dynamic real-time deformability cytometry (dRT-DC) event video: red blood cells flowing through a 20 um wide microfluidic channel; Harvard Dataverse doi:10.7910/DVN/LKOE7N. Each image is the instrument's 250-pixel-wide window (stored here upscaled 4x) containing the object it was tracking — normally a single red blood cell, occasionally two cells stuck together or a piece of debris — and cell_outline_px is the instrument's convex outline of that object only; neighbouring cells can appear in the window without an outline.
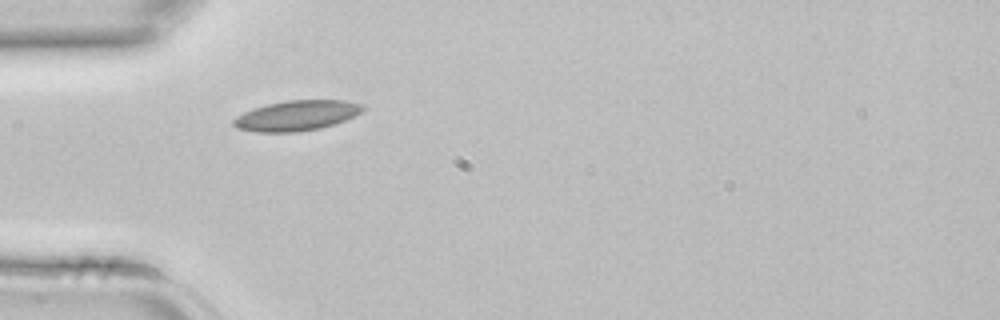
{"species": "common noctule bat (a hibernating species)", "species_latin": "Nyctalus noctula", "temperature_condition": "room temperature", "stored_images_in_passage": 5, "camera_frame_rate_fps": 3000, "um_per_image_px": 0.085, "animal": {"sex": "female", "body_mass_g": 22.7, "forearm_length_mm": 54.2}, "frame": {"image": 1, "passage_image": 4, "time_ms": 1.0, "image_size_px": [1000, 320], "cell_outline_px": [[364, 112], [344, 120], [320, 128], [296, 132], [256, 132], [236, 128], [232, 124], [232, 120], [244, 112], [268, 104], [288, 100], [344, 100], [364, 104]], "centroid_in_image_um": [25.24, 9.82], "position_along_channel_um": 59.8, "area_um2": 22.66}}